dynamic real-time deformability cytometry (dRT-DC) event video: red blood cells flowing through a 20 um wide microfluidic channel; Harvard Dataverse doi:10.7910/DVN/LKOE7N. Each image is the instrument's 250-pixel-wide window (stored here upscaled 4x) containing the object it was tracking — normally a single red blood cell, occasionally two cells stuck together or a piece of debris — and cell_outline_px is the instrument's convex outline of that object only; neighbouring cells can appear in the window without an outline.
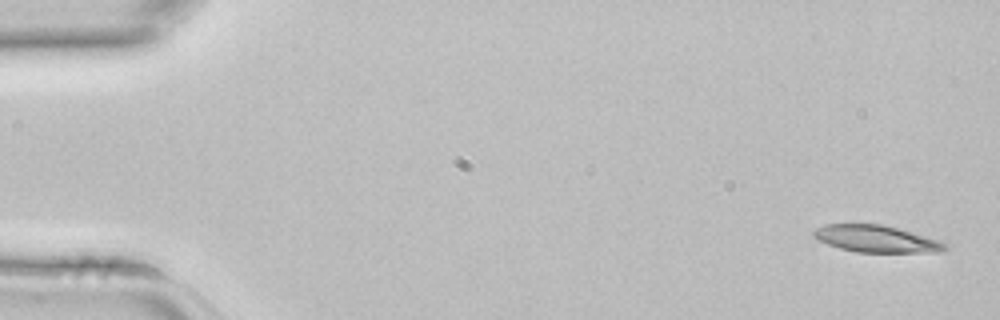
{"species": "common noctule bat (a hibernating species)", "species_latin": "Nyctalus noctula", "temperature_condition": "room temperature", "stored_images_in_passage": 4, "camera_frame_rate_fps": 3000, "um_per_image_px": 0.085, "animal": {"sex": "female", "body_mass_g": 22.7, "forearm_length_mm": 54.2}, "frame": {"image": 1, "passage_image": 1, "time_ms": 0.0, "image_size_px": [1000, 320], "cell_outline_px": [[948, 248], [940, 252], [856, 252], [840, 248], [816, 240], [812, 236], [812, 232], [816, 228], [824, 224], [884, 224], [944, 240], [948, 244]], "centroid_in_image_um": [74.53, 20.29], "position_along_channel_um": 10.5, "area_um2": 21.1}}
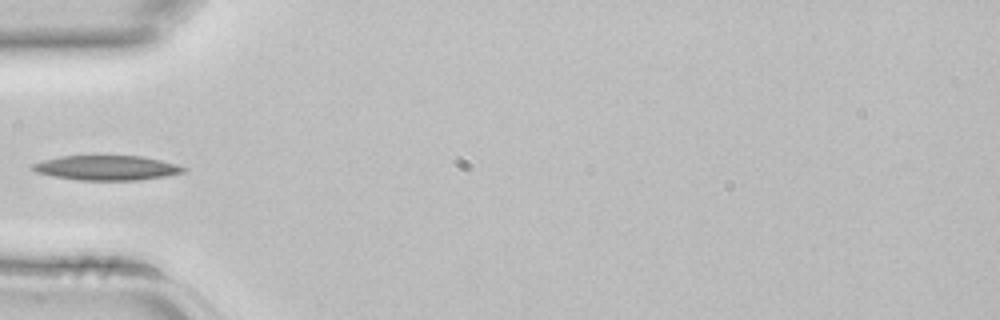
{"frame": {"image": 2, "passage_image": 4, "time_ms": 1.0, "image_size_px": [1000, 320], "cell_outline_px": [[188, 172], [140, 180], [80, 180], [52, 176], [36, 172], [28, 168], [28, 164], [60, 156], [144, 156], [176, 164], [188, 168]], "centroid_in_image_um": [9.05, 14.26], "position_along_channel_um": 76.0, "area_um2": 21.96}}